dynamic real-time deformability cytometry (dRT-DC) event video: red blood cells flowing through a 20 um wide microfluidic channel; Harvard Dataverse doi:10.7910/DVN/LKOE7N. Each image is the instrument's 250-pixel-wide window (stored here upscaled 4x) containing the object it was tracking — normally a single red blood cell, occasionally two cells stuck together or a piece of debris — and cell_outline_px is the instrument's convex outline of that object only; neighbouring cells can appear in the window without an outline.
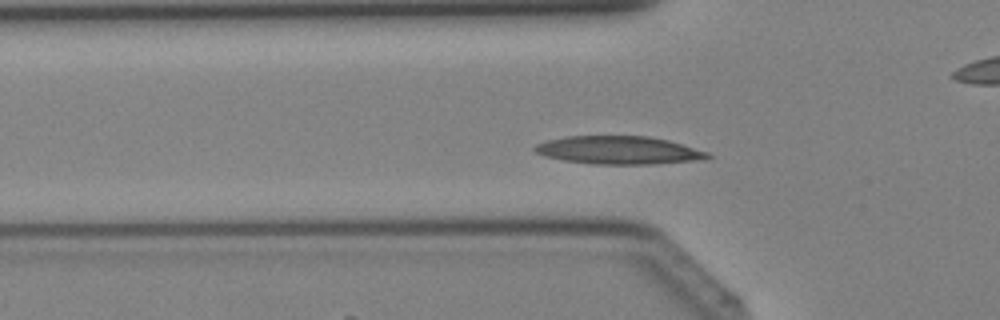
{"species": "Egyptian fruit bat (a non-hibernating species)", "species_latin": "Rousettus aegyptiacus", "temperature_condition": "cold", "stored_images_in_passage": 39, "camera_frame_rate_fps": 3000, "um_per_image_px": 0.085, "animal": {"sex": "female"}, "frame": {"image": 1, "passage_image": 11, "time_ms": 3.333, "image_size_px": [1000, 320], "cell_outline_px": [[712, 156], [704, 160], [656, 164], [592, 164], [564, 160], [544, 156], [536, 152], [532, 148], [536, 144], [548, 140], [568, 136], [648, 136], [668, 140], [708, 152]], "centroid_in_image_um": [52.61, 12.77], "position_along_channel_um": 73.2, "area_um2": 28.32}}
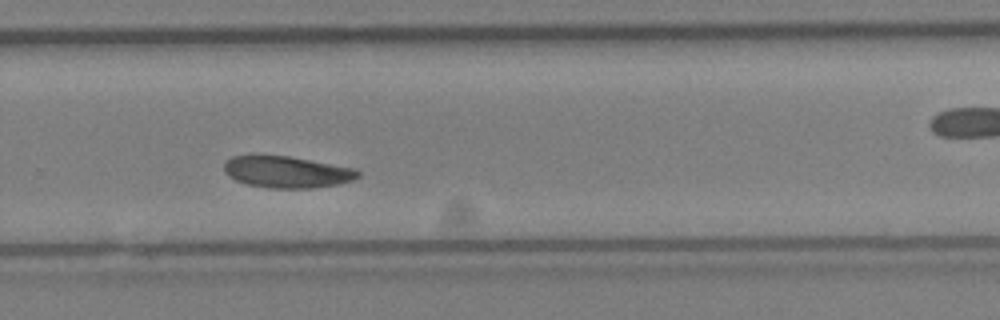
{"frame": {"image": 2, "passage_image": 25, "time_ms": 8.0, "image_size_px": [1000, 320], "cell_outline_px": [[360, 176], [352, 180], [336, 184], [312, 188], [268, 188], [248, 184], [236, 180], [228, 176], [224, 172], [224, 164], [232, 156], [252, 152], [256, 152], [288, 156], [356, 168], [360, 172]], "centroid_in_image_um": [24.31, 14.57], "position_along_channel_um": 305.5, "area_um2": 25.32}}
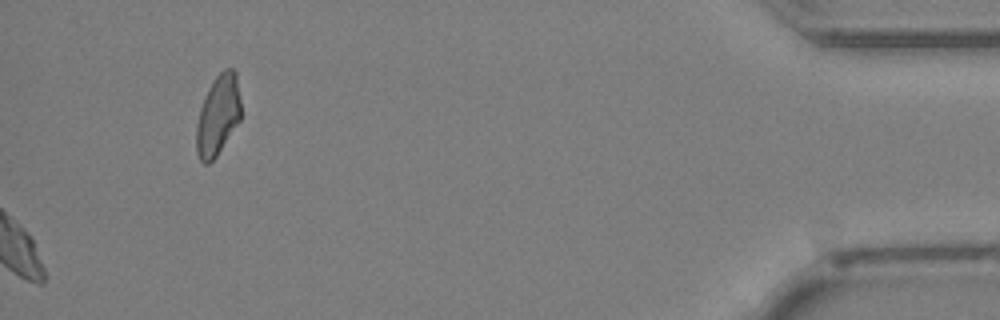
{"frame": {"image": 3, "passage_image": 39, "time_ms": 12.667, "image_size_px": [1000, 320], "cell_outline_px": [[240, 120], [216, 156], [208, 164], [204, 164], [200, 160], [196, 152], [196, 124], [200, 108], [204, 96], [212, 80], [224, 68], [232, 68], [236, 72], [240, 100]], "centroid_in_image_um": [18.51, 9.78], "position_along_channel_um": 416.7, "area_um2": 20.87}}